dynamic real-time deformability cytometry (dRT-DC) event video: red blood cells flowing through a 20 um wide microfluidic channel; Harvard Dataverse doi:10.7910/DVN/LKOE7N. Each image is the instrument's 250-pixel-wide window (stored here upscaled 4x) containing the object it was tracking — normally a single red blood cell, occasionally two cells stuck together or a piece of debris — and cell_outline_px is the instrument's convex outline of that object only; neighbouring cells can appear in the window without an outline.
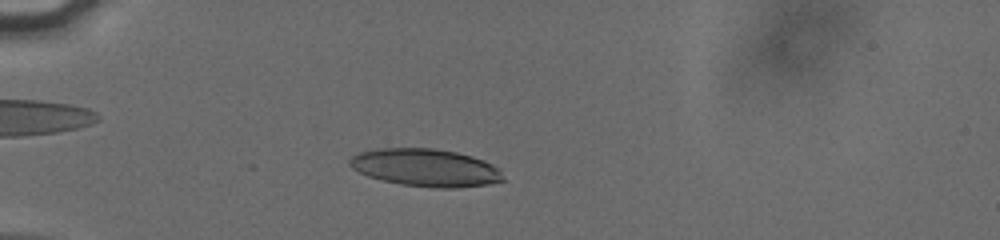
{"species": "human", "species_latin": "Homo sapiens", "temperature_condition": "cold", "stored_images_in_passage": 39, "camera_frame_rate_fps": 3000, "um_per_image_px": 0.085, "donor": {"sex": "male"}, "frame": {"image": 1, "passage_image": 7, "time_ms": 2.0, "image_size_px": [1000, 240], "cell_outline_px": [[504, 180], [488, 184], [456, 188], [436, 188], [404, 184], [384, 180], [368, 176], [352, 168], [348, 164], [348, 160], [352, 156], [360, 152], [384, 148], [432, 148], [456, 152], [472, 156], [484, 160], [492, 164], [500, 172]], "centroid_in_image_um": [36.17, 14.24], "position_along_channel_um": 48.8, "area_um2": 33.29}}
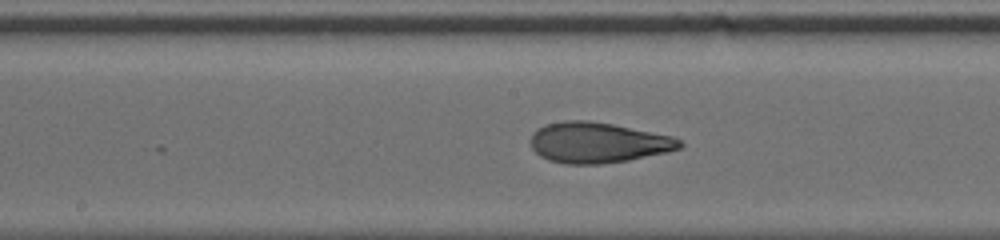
{"frame": {"image": 2, "passage_image": 21, "time_ms": 6.667, "image_size_px": [1000, 240], "cell_outline_px": [[684, 144], [680, 148], [668, 152], [628, 160], [600, 164], [564, 164], [548, 160], [540, 156], [532, 148], [528, 140], [532, 132], [536, 128], [544, 124], [564, 120], [588, 120], [612, 124], [672, 136], [680, 140]], "centroid_in_image_um": [50.76, 12.12], "position_along_channel_um": 197.4, "area_um2": 35.55}}
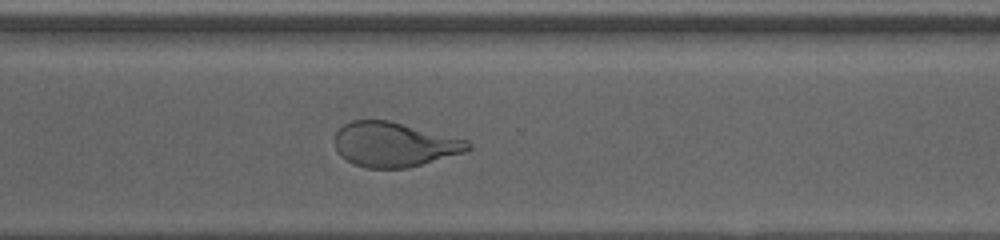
{"frame": {"image": 3, "passage_image": 32, "time_ms": 10.333, "image_size_px": [1000, 240], "cell_outline_px": [[472, 148], [464, 152], [408, 168], [368, 168], [352, 164], [340, 156], [332, 140], [336, 132], [344, 124], [352, 120], [388, 120], [468, 140], [472, 144]], "centroid_in_image_um": [33.47, 12.28], "position_along_channel_um": 337.1, "area_um2": 34.74}, "authors_computed_cell_mechanics": {"area_um2": 34.6222, "velocity_mm_per_s": 3.8313, "shape_relaxation_time_tau1_ms": 5.1488, "shape_relaxation_time_tau2_ms": 1.6282, "deformation_change_tau1": 0.2133, "deformation_change_tau2": 0.0961}}